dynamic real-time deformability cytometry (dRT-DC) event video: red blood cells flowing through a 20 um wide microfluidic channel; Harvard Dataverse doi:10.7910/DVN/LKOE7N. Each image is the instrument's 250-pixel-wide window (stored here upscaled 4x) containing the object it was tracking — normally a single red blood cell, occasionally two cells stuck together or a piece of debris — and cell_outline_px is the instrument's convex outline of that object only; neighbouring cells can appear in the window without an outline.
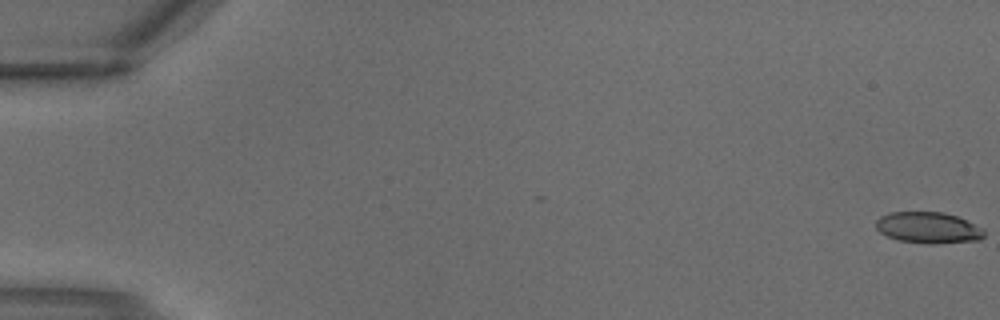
{"species": "common noctule bat (a hibernating species)", "species_latin": "Nyctalus noctula", "temperature_condition": "warm", "stored_images_in_passage": 3, "segment_of_instrument_passage": [2, 2], "camera_frame_rate_fps": 3000, "um_per_image_px": 0.085, "animal": {"sex": "male", "body_mass_g": 18.8}, "frame": {"image": 1, "passage_image": 3, "time_ms": 0.667, "image_size_px": [1000, 320], "cell_outline_px": [[984, 236], [980, 240], [900, 240], [888, 236], [880, 232], [876, 228], [876, 220], [880, 216], [892, 212], [944, 212], [956, 216], [984, 228]], "centroid_in_image_um": [78.87, 19.27], "position_along_channel_um": 6.1, "area_um2": 18.44}}